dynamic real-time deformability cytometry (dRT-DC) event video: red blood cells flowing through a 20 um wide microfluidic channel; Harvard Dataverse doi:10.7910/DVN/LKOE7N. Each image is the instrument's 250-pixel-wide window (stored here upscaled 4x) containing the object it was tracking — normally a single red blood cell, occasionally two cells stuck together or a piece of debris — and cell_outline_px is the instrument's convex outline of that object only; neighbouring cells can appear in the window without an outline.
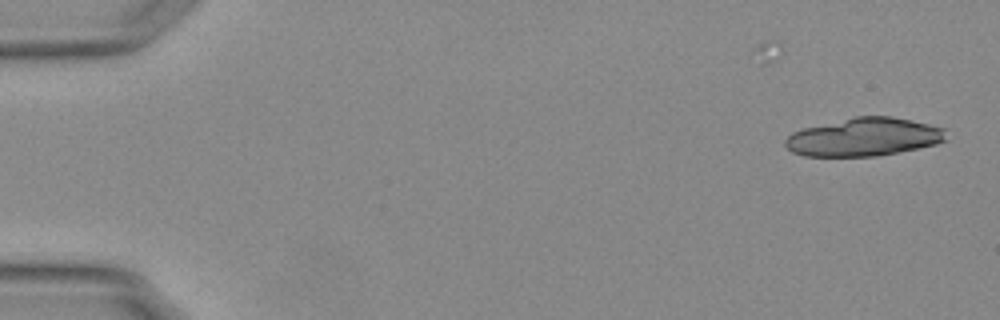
{"species": "Egyptian fruit bat (a non-hibernating species)", "species_latin": "Rousettus aegyptiacus", "temperature_condition": "warm", "stored_images_in_passage": 18, "camera_frame_rate_fps": 3000, "um_per_image_px": 0.085, "animal": {"sex": "female"}, "frame": {"image": 1, "passage_image": 1, "time_ms": 0.0, "image_size_px": [1000, 320], "cell_outline_px": [[948, 140], [936, 144], [900, 152], [876, 156], [804, 156], [792, 152], [784, 144], [784, 140], [792, 132], [804, 128], [856, 116], [892, 116], [928, 124], [944, 128]], "centroid_in_image_um": [73.45, 11.65], "position_along_channel_um": 11.6, "area_um2": 35.78}}